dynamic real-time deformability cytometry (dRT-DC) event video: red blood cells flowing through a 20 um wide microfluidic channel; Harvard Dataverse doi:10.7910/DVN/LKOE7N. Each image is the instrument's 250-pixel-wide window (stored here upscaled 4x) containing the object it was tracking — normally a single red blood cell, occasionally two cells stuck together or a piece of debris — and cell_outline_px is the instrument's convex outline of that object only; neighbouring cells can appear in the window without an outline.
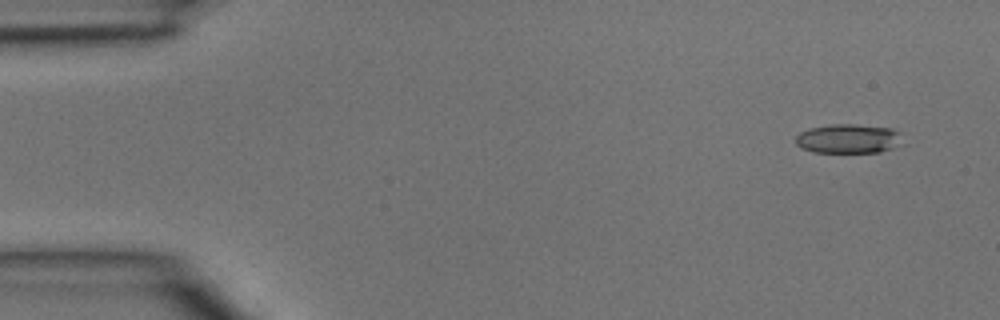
{"species": "common noctule bat (a hibernating species)", "species_latin": "Nyctalus noctula", "temperature_condition": "room temperature", "stored_images_in_passage": 4, "camera_frame_rate_fps": 3000, "um_per_image_px": 0.085, "animal": {"sex": "male", "body_mass_g": 15.6}, "frame": {"image": 1, "passage_image": 1, "time_ms": 0.0, "image_size_px": [1000, 320], "cell_outline_px": [[904, 144], [880, 152], [812, 152], [800, 148], [796, 144], [796, 136], [800, 132], [808, 128], [832, 124], [856, 124], [892, 128], [900, 132]], "centroid_in_image_um": [72.14, 11.78], "position_along_channel_um": 12.9, "area_um2": 18.55}}